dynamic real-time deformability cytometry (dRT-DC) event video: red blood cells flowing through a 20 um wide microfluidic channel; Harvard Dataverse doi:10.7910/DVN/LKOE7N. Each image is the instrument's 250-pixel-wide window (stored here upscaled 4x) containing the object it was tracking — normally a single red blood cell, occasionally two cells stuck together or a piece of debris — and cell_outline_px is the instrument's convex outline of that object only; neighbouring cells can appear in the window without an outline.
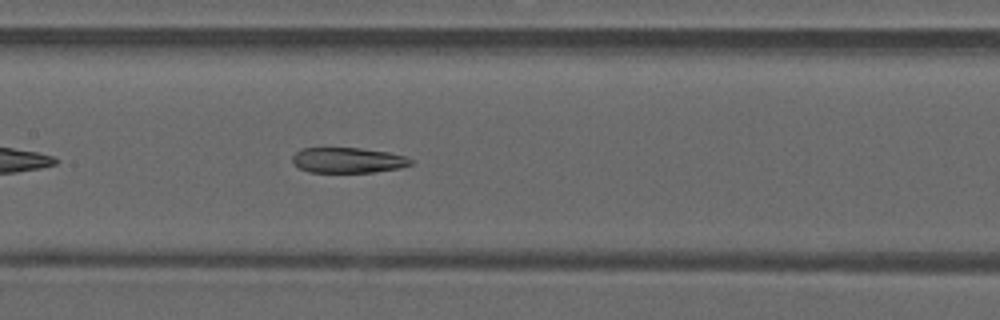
{"species": "common noctule bat (a hibernating species)", "species_latin": "Nyctalus noctula", "temperature_condition": "warm", "stored_images_in_passage": 29, "camera_frame_rate_fps": 3000, "um_per_image_px": 0.085, "animal": {"sex": "male", "forearm_length_mm": 52.5}, "frame": {"image": 1, "passage_image": 10, "time_ms": 3.0, "image_size_px": [1000, 320], "cell_outline_px": [[416, 160], [412, 164], [400, 168], [372, 172], [308, 172], [300, 168], [292, 160], [292, 156], [300, 148], [360, 148], [388, 152], [404, 156]], "centroid_in_image_um": [29.6, 13.61], "position_along_channel_um": 177.8, "area_um2": 17.51}}
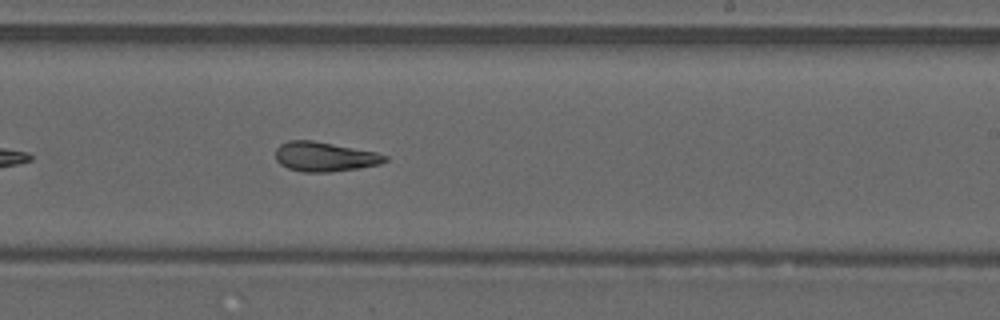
{"frame": {"image": 2, "passage_image": 16, "time_ms": 5.0, "image_size_px": [1000, 320], "cell_outline_px": [[388, 160], [380, 164], [360, 168], [328, 172], [304, 172], [288, 168], [280, 164], [276, 160], [276, 148], [280, 144], [288, 140], [312, 140], [376, 152], [388, 156]], "centroid_in_image_um": [27.59, 13.32], "position_along_channel_um": 261.4, "area_um2": 18.84}}
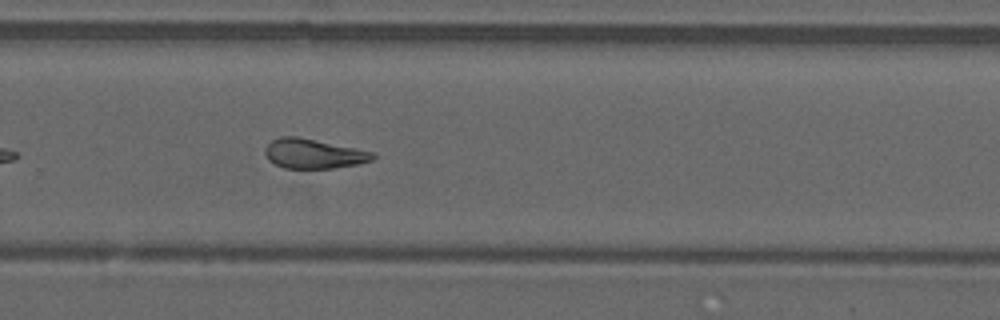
{"frame": {"image": 3, "passage_image": 19, "time_ms": 6.0, "image_size_px": [1000, 320], "cell_outline_px": [[376, 156], [372, 160], [356, 164], [332, 168], [284, 168], [268, 160], [264, 152], [264, 148], [272, 140], [280, 136], [296, 136], [356, 148], [372, 152]], "centroid_in_image_um": [26.61, 13.06], "position_along_channel_um": 303.2, "area_um2": 18.44}, "authors_computed_cell_mechanics": {"area_um2": 18.4382, "velocity_mm_per_s": 4.2009, "shape_relaxation_time_tau1_ms": null, "shape_relaxation_time_tau2_ms": 3.8781, "deformation_change_tau1": null, "deformation_change_tau2": 0.1155}}